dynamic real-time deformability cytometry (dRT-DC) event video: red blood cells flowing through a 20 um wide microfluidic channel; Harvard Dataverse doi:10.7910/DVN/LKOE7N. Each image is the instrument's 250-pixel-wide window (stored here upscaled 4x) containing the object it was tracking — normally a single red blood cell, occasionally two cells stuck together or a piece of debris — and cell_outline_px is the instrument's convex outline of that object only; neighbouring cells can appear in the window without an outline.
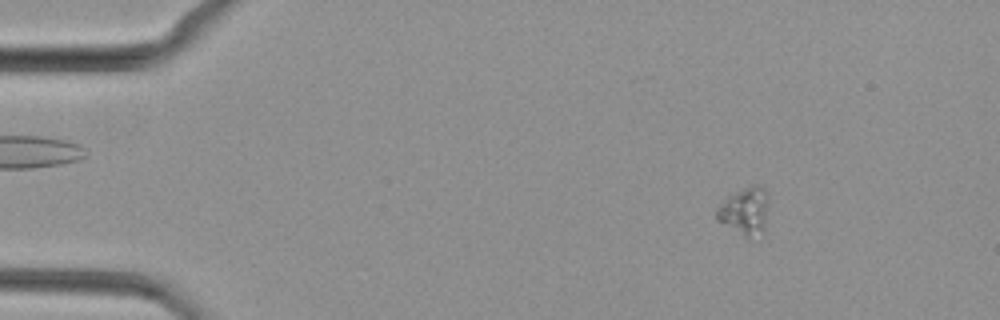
{"species": "common noctule bat (a hibernating species)", "species_latin": "Nyctalus noctula", "temperature_condition": "cold", "stored_images_in_passage": 50, "camera_frame_rate_fps": 3000, "um_per_image_px": 0.085, "animal": {"sex": "female", "body_mass_g": 29.2, "forearm_length_mm": 56.3}, "frame": {"image": 1, "passage_image": 7, "time_ms": 2.0, "image_size_px": [1000, 320], "cell_outline_px": [[768, 196], [764, 232], [752, 240], [748, 240], [716, 220], [716, 208], [728, 196], [752, 184], [756, 184], [764, 188]], "centroid_in_image_um": [63.31, 17.99], "position_along_channel_um": 21.7, "area_um2": 14.68}}
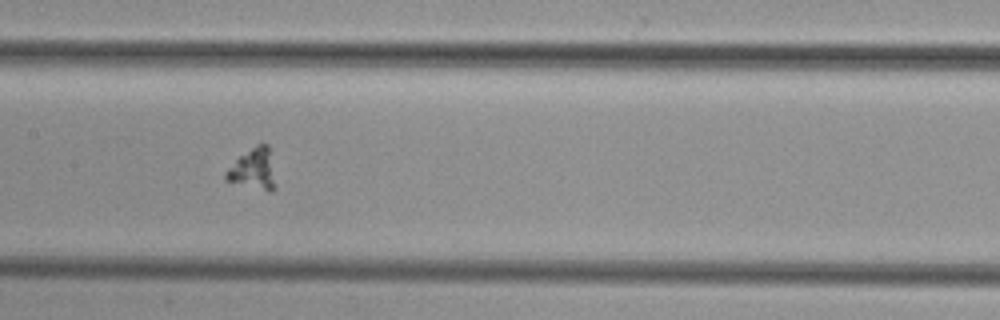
{"frame": {"image": 2, "passage_image": 25, "time_ms": 8.0, "image_size_px": [1000, 320], "cell_outline_px": [[276, 188], [272, 192], [268, 192], [224, 180], [224, 172], [236, 156], [256, 144], [268, 144], [276, 184]], "centroid_in_image_um": [21.5, 14.37], "position_along_channel_um": 185.9, "area_um2": 12.31}}
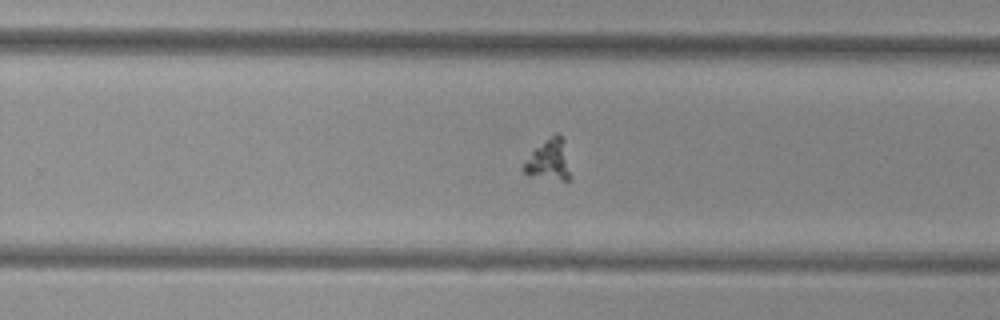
{"frame": {"image": 3, "passage_image": 32, "time_ms": 10.333, "image_size_px": [1000, 320], "cell_outline_px": [[572, 180], [560, 180], [528, 176], [520, 168], [532, 152], [544, 140], [556, 132], [564, 140], [572, 176]], "centroid_in_image_um": [46.68, 13.63], "position_along_channel_um": 283.1, "area_um2": 11.39}}